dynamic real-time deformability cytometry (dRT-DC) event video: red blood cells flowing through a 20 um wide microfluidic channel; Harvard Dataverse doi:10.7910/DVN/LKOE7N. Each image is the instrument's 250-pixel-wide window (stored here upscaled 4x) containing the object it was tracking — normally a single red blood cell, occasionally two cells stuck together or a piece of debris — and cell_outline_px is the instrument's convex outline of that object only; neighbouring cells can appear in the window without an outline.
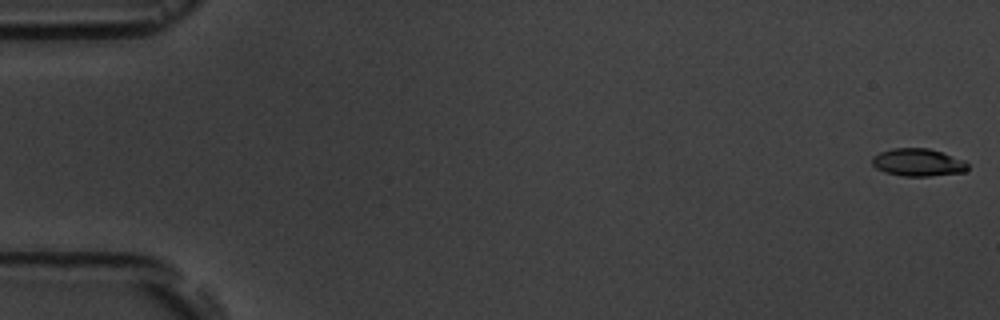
{"species": "common noctule bat (a hibernating species)", "species_latin": "Nyctalus noctula", "temperature_condition": "room temperature", "stored_images_in_passage": 5, "camera_frame_rate_fps": 3000, "um_per_image_px": 0.085, "animal": {"sex": "male", "body_mass_g": 19.5, "forearm_length_mm": 54.6}, "frame": {"image": 1, "passage_image": 1, "time_ms": 0.0, "image_size_px": [1000, 320], "cell_outline_px": [[968, 168], [964, 172], [928, 176], [904, 176], [884, 172], [876, 168], [872, 164], [872, 156], [880, 152], [892, 148], [928, 148], [964, 160], [968, 164]], "centroid_in_image_um": [78.0, 13.8], "position_along_channel_um": 7.0, "area_um2": 15.32}}